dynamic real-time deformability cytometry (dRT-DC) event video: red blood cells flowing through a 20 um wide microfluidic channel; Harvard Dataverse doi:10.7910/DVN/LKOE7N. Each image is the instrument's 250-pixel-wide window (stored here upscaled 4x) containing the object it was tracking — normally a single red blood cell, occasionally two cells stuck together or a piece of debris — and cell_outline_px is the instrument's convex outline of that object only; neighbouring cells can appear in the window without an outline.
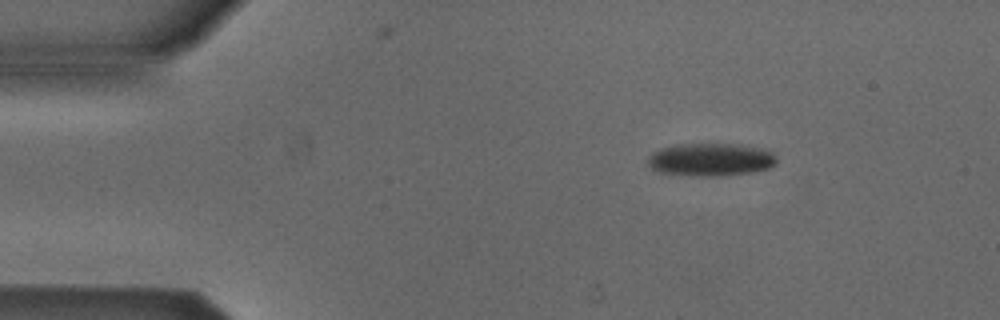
{"species": "Egyptian fruit bat (a non-hibernating species)", "species_latin": "Rousettus aegyptiacus", "temperature_condition": "cold", "stored_images_in_passage": 2, "camera_frame_rate_fps": 3000, "um_per_image_px": 0.085, "animal": {"sex": "male"}, "frame": {"image": 1, "passage_image": 1, "time_ms": 0.0, "image_size_px": [1000, 320], "cell_outline_px": [[776, 164], [768, 168], [752, 172], [720, 176], [688, 176], [660, 172], [652, 168], [648, 164], [648, 160], [652, 152], [660, 148], [676, 144], [736, 144], [760, 148], [772, 152], [776, 156]], "centroid_in_image_um": [60.4, 13.57], "position_along_channel_um": 24.6, "area_um2": 24.74}}